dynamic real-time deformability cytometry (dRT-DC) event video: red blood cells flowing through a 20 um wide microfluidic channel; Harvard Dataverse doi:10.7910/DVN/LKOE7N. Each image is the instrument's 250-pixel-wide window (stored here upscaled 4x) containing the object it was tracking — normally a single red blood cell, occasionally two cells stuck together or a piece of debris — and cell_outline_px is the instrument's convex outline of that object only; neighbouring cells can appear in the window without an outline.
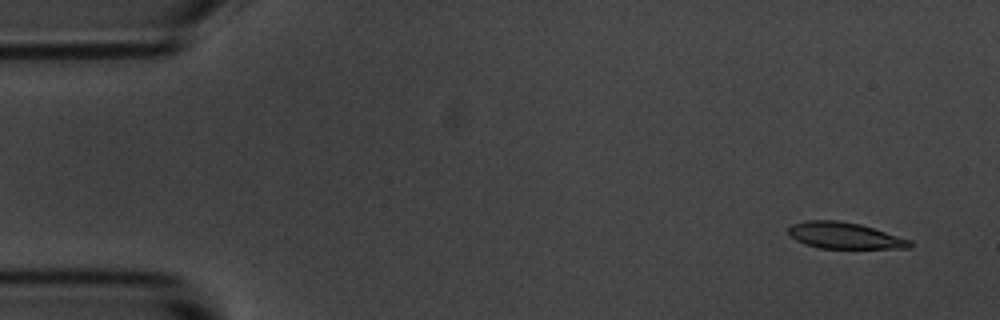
{"species": "common noctule bat (a hibernating species)", "species_latin": "Nyctalus noctula", "temperature_condition": "room temperature", "stored_images_in_passage": 4, "camera_frame_rate_fps": 3000, "um_per_image_px": 0.085, "animal": {"sex": "male", "body_mass_g": 20.1, "forearm_length_mm": 53.5}, "frame": {"image": 1, "passage_image": 1, "time_ms": 0.0, "image_size_px": [1000, 320], "cell_outline_px": [[912, 248], [820, 248], [804, 244], [796, 240], [788, 232], [788, 228], [792, 224], [808, 220], [836, 220], [860, 224], [912, 240]], "centroid_in_image_um": [71.8, 20.02], "position_along_channel_um": 13.2, "area_um2": 18.55}}
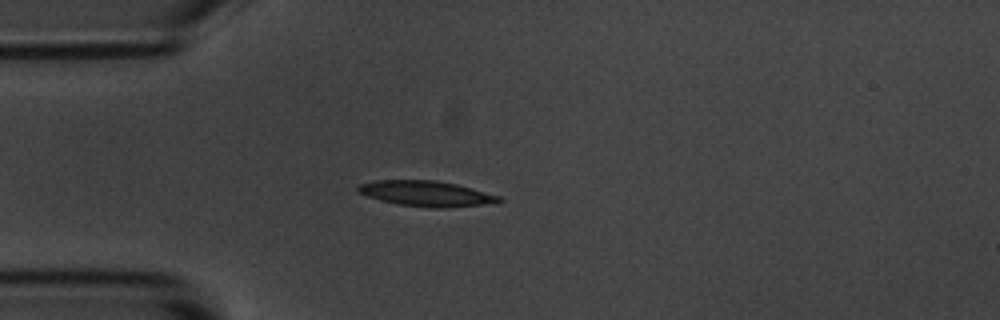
{"frame": {"image": 2, "passage_image": 4, "time_ms": 1.0, "image_size_px": [1000, 320], "cell_outline_px": [[504, 200], [496, 204], [444, 208], [432, 208], [396, 204], [380, 200], [368, 196], [360, 192], [356, 188], [360, 184], [376, 180], [432, 180], [456, 184], [472, 188], [500, 196]], "centroid_in_image_um": [36.31, 16.47], "position_along_channel_um": 48.7, "area_um2": 21.04}}